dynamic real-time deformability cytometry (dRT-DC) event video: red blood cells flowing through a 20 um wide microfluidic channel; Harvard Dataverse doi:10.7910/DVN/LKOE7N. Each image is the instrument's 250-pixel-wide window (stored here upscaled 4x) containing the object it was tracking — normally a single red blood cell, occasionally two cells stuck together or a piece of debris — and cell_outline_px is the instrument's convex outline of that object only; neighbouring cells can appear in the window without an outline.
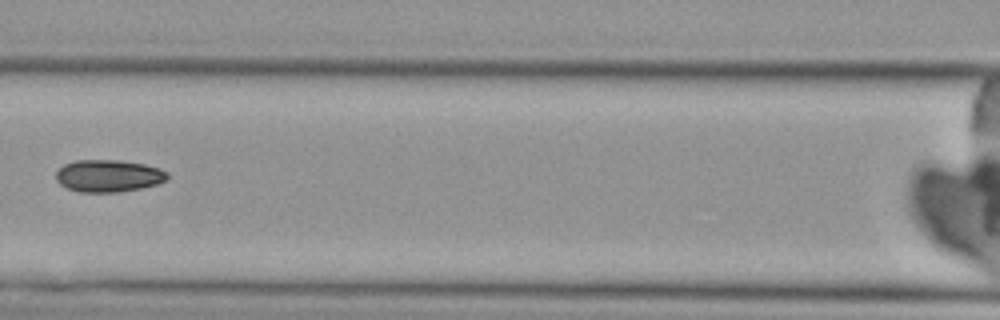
{"species": "Egyptian fruit bat (a non-hibernating species)", "species_latin": "Rousettus aegyptiacus", "temperature_condition": "cold", "stored_images_in_passage": 5, "camera_frame_rate_fps": 3000, "um_per_image_px": 0.085, "animal": {"sex": "female"}, "frame": {"image": 1, "passage_image": 5, "time_ms": 4.333, "image_size_px": [1000, 320], "cell_outline_px": [[168, 180], [156, 184], [140, 188], [116, 192], [80, 192], [68, 188], [60, 184], [56, 180], [56, 172], [64, 164], [76, 160], [116, 160], [144, 164], [160, 168], [168, 172]], "centroid_in_image_um": [9.22, 14.94], "position_along_channel_um": 157.4, "area_um2": 20.87}}